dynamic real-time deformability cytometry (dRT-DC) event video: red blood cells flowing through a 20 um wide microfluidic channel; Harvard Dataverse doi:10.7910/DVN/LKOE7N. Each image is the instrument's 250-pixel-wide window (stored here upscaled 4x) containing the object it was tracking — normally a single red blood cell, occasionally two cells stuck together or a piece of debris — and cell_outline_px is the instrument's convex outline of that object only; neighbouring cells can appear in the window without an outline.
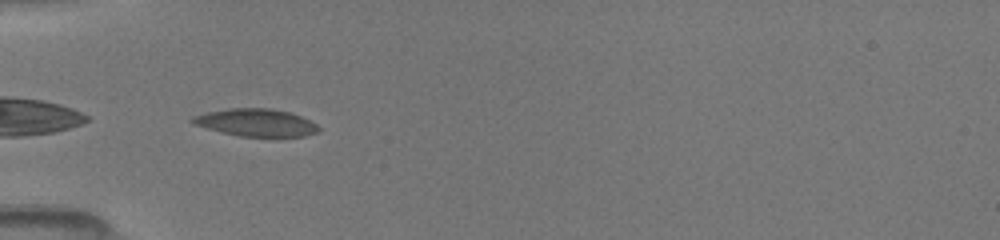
{"species": "common noctule bat (a hibernating species)", "species_latin": "Nyctalus noctula", "temperature_condition": "room temperature", "stored_images_in_passage": 26, "camera_frame_rate_fps": 3000, "um_per_image_px": 0.085, "animal": {"sex": "female", "body_mass_g": 19.5, "forearm_length_mm": 54.1}, "frame": {"image": 1, "passage_image": 1, "time_ms": 0.0, "image_size_px": [1000, 240], "cell_outline_px": [[320, 132], [304, 136], [240, 136], [208, 128], [196, 124], [188, 120], [192, 116], [208, 112], [228, 108], [272, 108], [288, 112], [300, 116], [316, 124], [320, 128]], "centroid_in_image_um": [21.78, 10.41], "position_along_channel_um": 63.2, "area_um2": 19.94}}
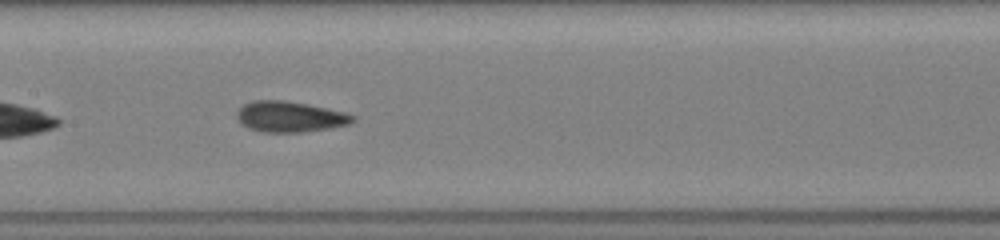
{"frame": {"image": 2, "passage_image": 11, "time_ms": 3.0, "image_size_px": [1000, 240], "cell_outline_px": [[356, 120], [348, 124], [328, 128], [304, 132], [264, 132], [248, 128], [240, 124], [236, 116], [236, 112], [244, 104], [252, 100], [284, 100], [308, 104], [344, 112], [356, 116]], "centroid_in_image_um": [24.61, 9.92], "position_along_channel_um": 182.8, "area_um2": 20.81}}
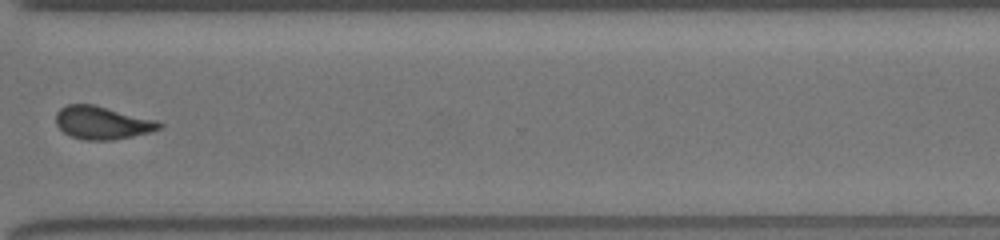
{"frame": {"image": 3, "passage_image": 22, "time_ms": 7.333, "image_size_px": [1000, 240], "cell_outline_px": [[164, 124], [160, 128], [148, 132], [132, 136], [112, 140], [84, 140], [72, 136], [64, 132], [56, 124], [56, 112], [60, 108], [68, 104], [96, 104], [156, 120]], "centroid_in_image_um": [8.67, 10.42], "position_along_channel_um": 361.9, "area_um2": 19.83}}